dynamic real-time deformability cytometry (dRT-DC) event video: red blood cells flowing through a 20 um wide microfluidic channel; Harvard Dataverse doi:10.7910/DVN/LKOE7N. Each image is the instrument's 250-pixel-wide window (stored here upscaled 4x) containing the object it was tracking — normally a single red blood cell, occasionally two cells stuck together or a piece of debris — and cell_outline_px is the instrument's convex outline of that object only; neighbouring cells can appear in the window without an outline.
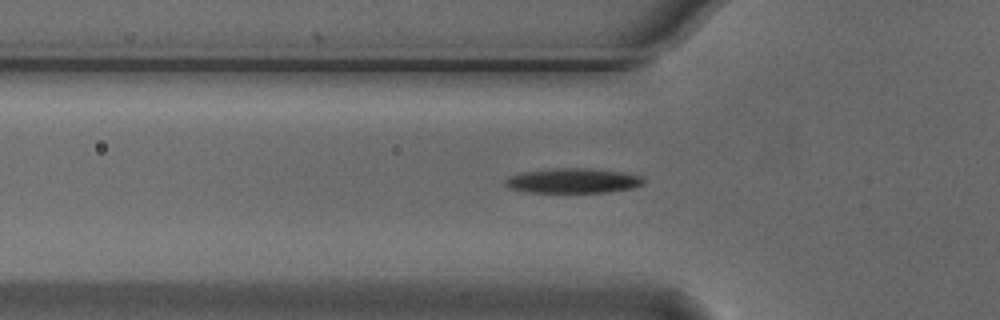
{"species": "Egyptian fruit bat (a non-hibernating species)", "species_latin": "Rousettus aegyptiacus", "temperature_condition": "cold", "stored_images_in_passage": 35, "camera_frame_rate_fps": 3000, "um_per_image_px": 0.085, "animal": {"sex": "male"}, "frame": {"image": 1, "passage_image": 5, "time_ms": 1.333, "image_size_px": [1000, 320], "cell_outline_px": [[644, 184], [632, 188], [608, 192], [528, 192], [512, 188], [504, 184], [504, 180], [508, 176], [520, 172], [552, 168], [592, 168], [624, 172], [640, 176], [644, 180]], "centroid_in_image_um": [48.7, 15.35], "position_along_channel_um": 77.1, "area_um2": 20.11}}
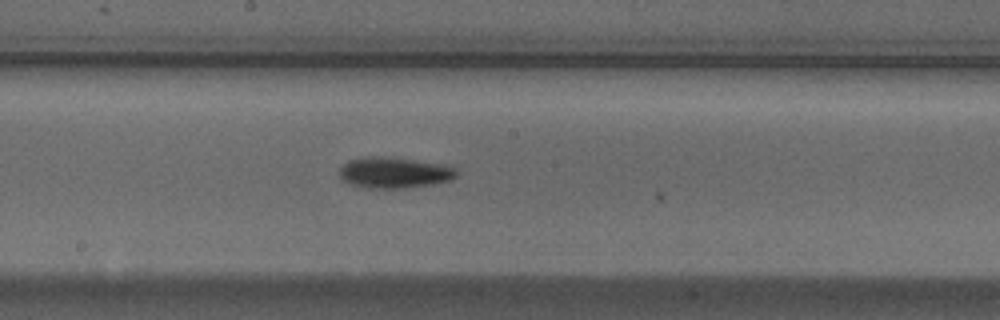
{"frame": {"image": 2, "passage_image": 16, "time_ms": 5.0, "image_size_px": [1000, 320], "cell_outline_px": [[456, 176], [452, 180], [432, 184], [404, 188], [368, 188], [352, 184], [344, 180], [340, 176], [340, 168], [348, 160], [364, 156], [380, 156], [444, 164], [456, 168]], "centroid_in_image_um": [33.52, 14.67], "position_along_channel_um": 214.7, "area_um2": 20.98}}
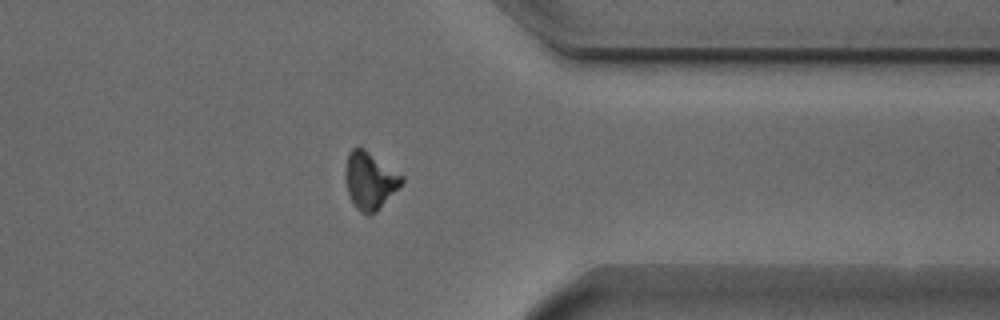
{"frame": {"image": 3, "passage_image": 30, "time_ms": 9.667, "image_size_px": [1000, 320], "cell_outline_px": [[404, 180], [400, 188], [376, 212], [368, 216], [360, 212], [356, 208], [348, 192], [344, 176], [344, 172], [348, 152], [356, 144], [360, 144], [404, 176]], "centroid_in_image_um": [31.44, 15.3], "position_along_channel_um": 380.0, "area_um2": 19.42}, "authors_computed_cell_mechanics": {"area_um2": 19.5364, "velocity_mm_per_s": 3.7459, "shape_relaxation_time_tau1_ms": 2.6175, "shape_relaxation_time_tau2_ms": null, "deformation_change_tau1": 0.1233, "deformation_change_tau2": null}}